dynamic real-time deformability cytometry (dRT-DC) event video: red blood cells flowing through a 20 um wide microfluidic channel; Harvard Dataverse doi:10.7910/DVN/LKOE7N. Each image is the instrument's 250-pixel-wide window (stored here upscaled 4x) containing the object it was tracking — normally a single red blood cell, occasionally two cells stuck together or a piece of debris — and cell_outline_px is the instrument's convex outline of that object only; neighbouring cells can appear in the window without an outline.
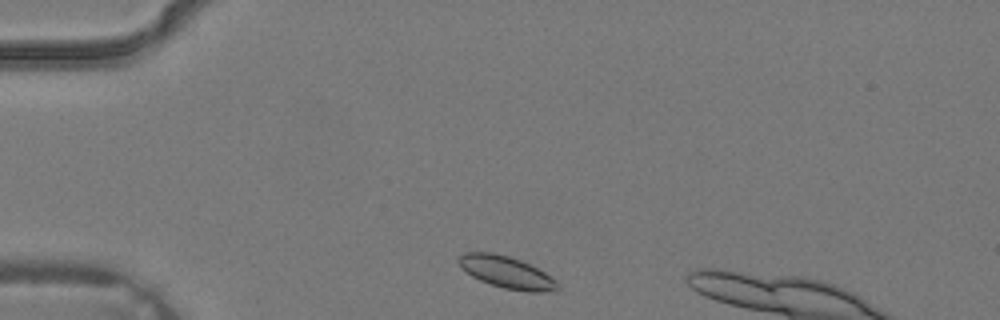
{"species": "common noctule bat (a hibernating species)", "species_latin": "Nyctalus noctula", "temperature_condition": "warm", "stored_images_in_passage": 3, "camera_frame_rate_fps": 3000, "um_per_image_px": 0.085, "animal": {"sex": "male", "body_mass_g": 19.2, "forearm_length_mm": 51.8}, "frame": {"image": 1, "passage_image": 1, "time_ms": 0.0, "image_size_px": [1000, 320], "cell_outline_px": [[560, 288], [552, 292], [528, 292], [504, 288], [480, 280], [472, 276], [460, 268], [456, 260], [464, 252], [492, 252], [508, 256], [520, 260], [544, 272], [556, 280]], "centroid_in_image_um": [43.04, 23.14], "position_along_channel_um": 42.0, "area_um2": 18.44}}